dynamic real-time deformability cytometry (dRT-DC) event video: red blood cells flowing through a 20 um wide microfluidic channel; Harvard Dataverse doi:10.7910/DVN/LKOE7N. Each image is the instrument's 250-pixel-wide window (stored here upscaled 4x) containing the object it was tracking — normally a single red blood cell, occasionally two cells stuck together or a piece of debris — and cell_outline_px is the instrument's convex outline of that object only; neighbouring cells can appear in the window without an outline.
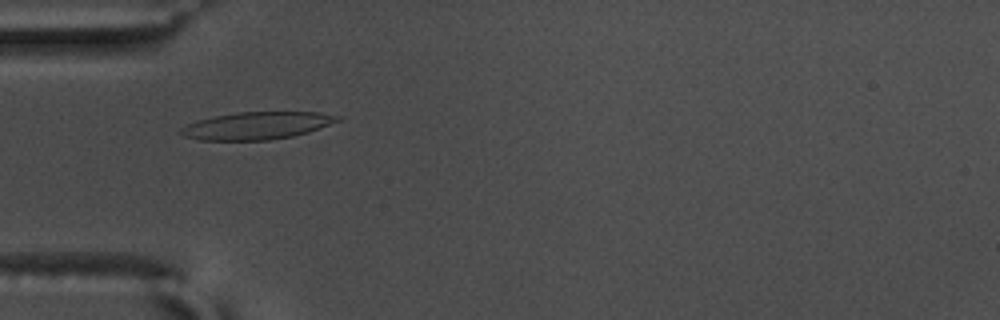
{"species": "common noctule bat (a hibernating species)", "species_latin": "Nyctalus noctula", "temperature_condition": "warm", "stored_images_in_passage": 56, "camera_frame_rate_fps": 3000, "um_per_image_px": 0.085, "animal": {"sex": "male", "body_mass_g": 17.5, "forearm_length_mm": 52.3}, "frame": {"image": 1, "passage_image": 18, "time_ms": 5.667, "image_size_px": [1000, 320], "cell_outline_px": [[344, 116], [340, 120], [308, 132], [292, 136], [268, 140], [200, 140], [184, 136], [180, 132], [180, 128], [196, 120], [236, 112], [320, 112]], "centroid_in_image_um": [21.85, 10.67], "position_along_channel_um": 63.2, "area_um2": 24.97}}
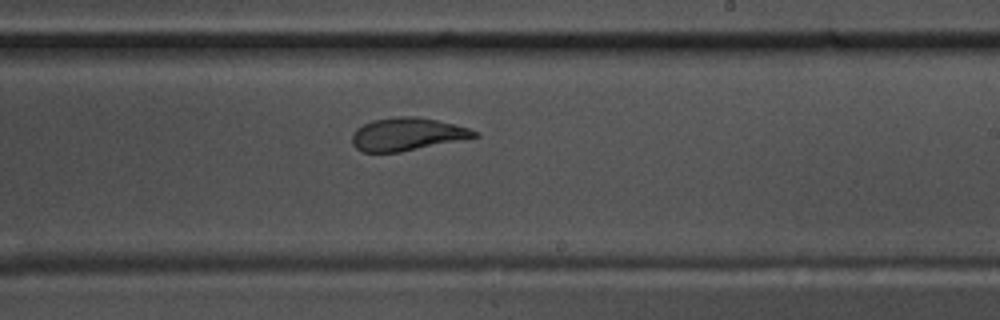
{"frame": {"image": 2, "passage_image": 34, "time_ms": 11.0, "image_size_px": [1000, 320], "cell_outline_px": [[480, 136], [400, 152], [364, 152], [356, 148], [352, 144], [352, 132], [356, 128], [372, 120], [396, 116], [416, 116], [436, 120], [468, 128], [476, 132]], "centroid_in_image_um": [34.55, 11.4], "position_along_channel_um": 254.4, "area_um2": 23.24}}
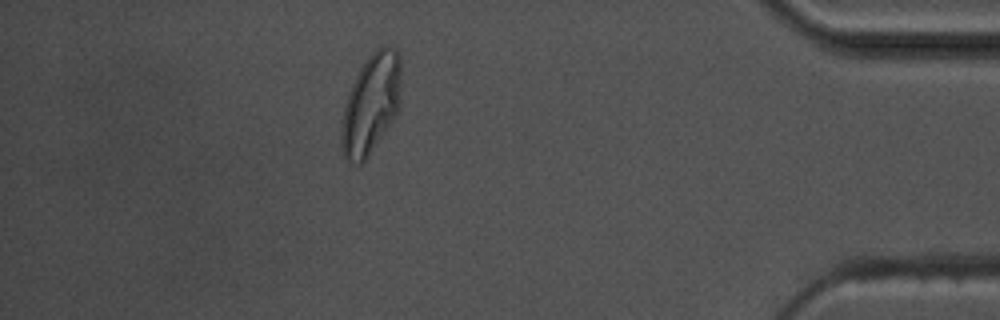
{"frame": {"image": 3, "passage_image": 50, "time_ms": 16.333, "image_size_px": [1000, 320], "cell_outline_px": [[400, 108], [396, 116], [368, 156], [360, 164], [348, 164], [340, 148], [340, 132], [344, 108], [348, 92], [360, 68], [368, 56], [376, 48], [384, 44], [396, 48], [400, 56]], "centroid_in_image_um": [31.53, 8.84], "position_along_channel_um": 403.7, "area_um2": 35.2}, "authors_computed_cell_mechanics": {"area_um2": 25.0274, "velocity_mm_per_s": 3.6292, "shape_relaxation_time_tau1_ms": 8.4457, "shape_relaxation_time_tau2_ms": 1.1072, "deformation_change_tau1": 0.2712, "deformation_change_tau2": 0.0724}}